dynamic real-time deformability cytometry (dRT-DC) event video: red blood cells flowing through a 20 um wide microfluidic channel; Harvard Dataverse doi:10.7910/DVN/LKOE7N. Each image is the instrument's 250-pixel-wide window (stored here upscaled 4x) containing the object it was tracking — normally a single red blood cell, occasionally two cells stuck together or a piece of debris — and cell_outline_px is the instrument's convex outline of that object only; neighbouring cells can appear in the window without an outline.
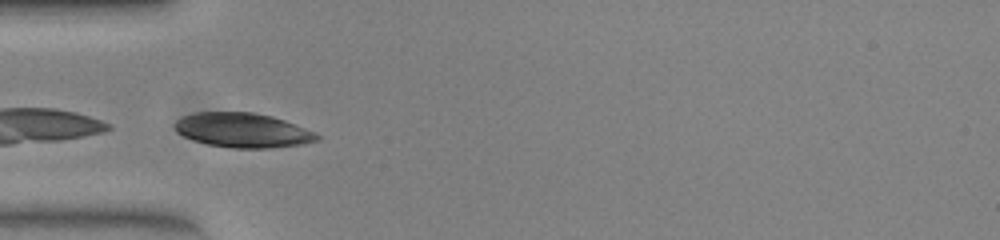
{"species": "common noctule bat (a hibernating species)", "species_latin": "Nyctalus noctula", "temperature_condition": "warm", "stored_images_in_passage": 37, "camera_frame_rate_fps": 3000, "um_per_image_px": 0.085, "animal": {"sex": "female", "body_mass_g": 23.0, "forearm_length_mm": 53.4}, "frame": {"image": 1, "passage_image": 1, "time_ms": 0.0, "image_size_px": [1000, 240], "cell_outline_px": [[320, 140], [304, 144], [268, 148], [232, 148], [208, 144], [192, 140], [176, 132], [176, 120], [184, 116], [196, 112], [252, 112], [272, 116], [284, 120], [312, 132], [320, 136]], "centroid_in_image_um": [20.62, 11.07], "position_along_channel_um": 64.4, "area_um2": 28.38}}
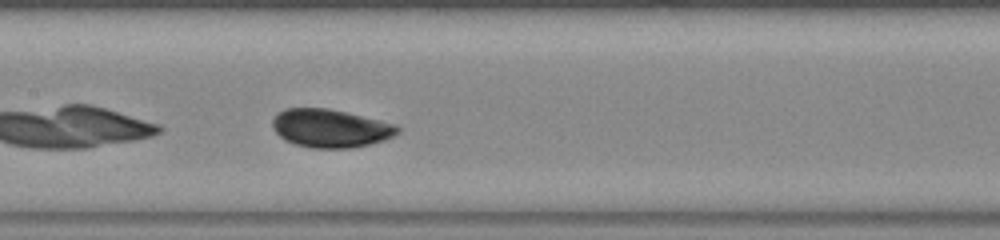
{"frame": {"image": 2, "passage_image": 10, "time_ms": 3.0, "image_size_px": [1000, 240], "cell_outline_px": [[400, 132], [384, 140], [352, 148], [312, 148], [296, 144], [280, 136], [272, 128], [272, 120], [280, 112], [288, 108], [328, 108], [396, 124], [400, 128]], "centroid_in_image_um": [28.1, 10.9], "position_along_channel_um": 179.3, "area_um2": 27.57}}
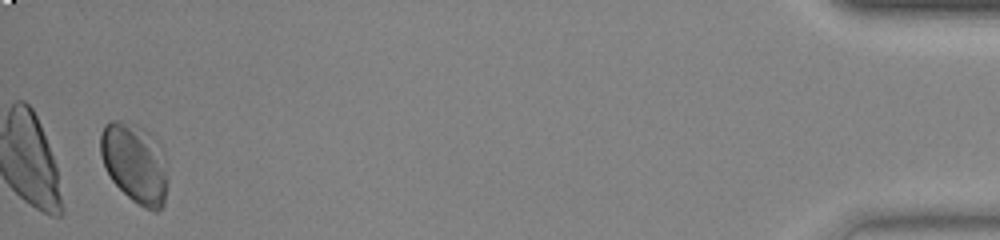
{"frame": {"image": 3, "passage_image": 36, "time_ms": 11.667, "image_size_px": [1000, 240], "cell_outline_px": [[164, 204], [156, 212], [144, 208], [132, 200], [112, 180], [104, 164], [100, 152], [100, 132], [104, 124], [112, 120], [124, 120], [144, 128], [148, 132], [164, 176]], "centroid_in_image_um": [11.3, 13.85], "position_along_channel_um": 423.9, "area_um2": 29.25}, "authors_computed_cell_mechanics": {"area_um2": 26.7614, "velocity_mm_per_s": 3.8479, "shape_relaxation_time_tau1_ms": 2.7986, "shape_relaxation_time_tau2_ms": null, "deformation_change_tau1": 0.0871, "deformation_change_tau2": null}}